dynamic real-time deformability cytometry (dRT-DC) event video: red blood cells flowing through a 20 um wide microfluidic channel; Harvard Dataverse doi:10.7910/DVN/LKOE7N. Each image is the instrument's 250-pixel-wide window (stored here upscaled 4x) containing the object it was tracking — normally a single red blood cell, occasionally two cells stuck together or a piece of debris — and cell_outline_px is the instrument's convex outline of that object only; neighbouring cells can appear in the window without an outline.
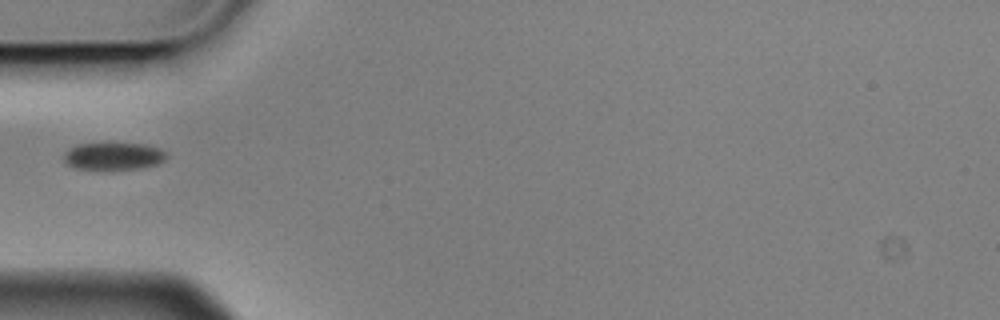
{"species": "Egyptian fruit bat (a non-hibernating species)", "species_latin": "Rousettus aegyptiacus", "temperature_condition": "cold", "stored_images_in_passage": 1, "camera_frame_rate_fps": 3000, "um_per_image_px": 0.085, "animal": {"sex": "male"}, "frame": {"image": 1, "passage_image": 1, "time_ms": 0.0, "image_size_px": [1000, 320], "cell_outline_px": [[168, 156], [164, 160], [156, 164], [140, 168], [72, 168], [64, 160], [64, 152], [68, 148], [76, 144], [108, 140], [148, 144], [160, 148], [168, 152]], "centroid_in_image_um": [9.65, 13.18], "position_along_channel_um": 75.3, "area_um2": 17.17}}